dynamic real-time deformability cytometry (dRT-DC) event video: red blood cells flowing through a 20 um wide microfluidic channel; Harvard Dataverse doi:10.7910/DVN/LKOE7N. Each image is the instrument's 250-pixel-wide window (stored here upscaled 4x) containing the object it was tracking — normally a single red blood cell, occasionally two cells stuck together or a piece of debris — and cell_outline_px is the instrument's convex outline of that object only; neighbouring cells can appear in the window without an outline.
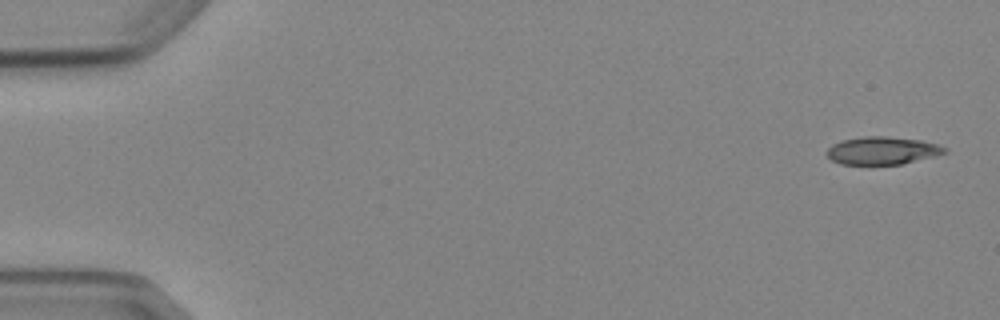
{"species": "Egyptian fruit bat (a non-hibernating species)", "species_latin": "Rousettus aegyptiacus", "temperature_condition": "cold", "stored_images_in_passage": 6, "segment_of_instrument_passage": [1, 2], "camera_frame_rate_fps": 3000, "um_per_image_px": 0.085, "animal": {"sex": "female"}, "frame": {"image": 1, "passage_image": 1, "time_ms": 0.0, "image_size_px": [1000, 320], "cell_outline_px": [[948, 152], [936, 156], [900, 164], [840, 164], [832, 160], [828, 156], [828, 148], [832, 144], [844, 140], [864, 136], [884, 136], [920, 140], [936, 144], [948, 148]], "centroid_in_image_um": [75.03, 12.8], "position_along_channel_um": 10.0, "area_um2": 18.9}}
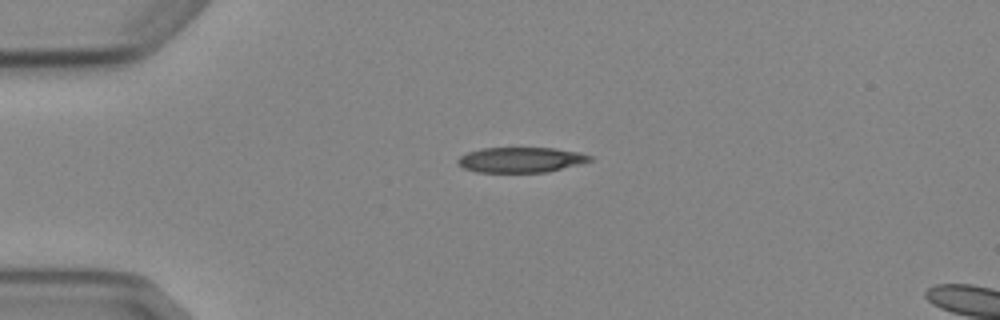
{"frame": {"image": 2, "passage_image": 4, "time_ms": 3.667, "image_size_px": [1000, 320], "cell_outline_px": [[592, 160], [580, 164], [548, 172], [476, 172], [464, 168], [456, 164], [456, 160], [460, 156], [468, 152], [480, 148], [556, 148], [580, 152], [592, 156]], "centroid_in_image_um": [44.26, 13.58], "position_along_channel_um": 40.7, "area_um2": 19.59}}